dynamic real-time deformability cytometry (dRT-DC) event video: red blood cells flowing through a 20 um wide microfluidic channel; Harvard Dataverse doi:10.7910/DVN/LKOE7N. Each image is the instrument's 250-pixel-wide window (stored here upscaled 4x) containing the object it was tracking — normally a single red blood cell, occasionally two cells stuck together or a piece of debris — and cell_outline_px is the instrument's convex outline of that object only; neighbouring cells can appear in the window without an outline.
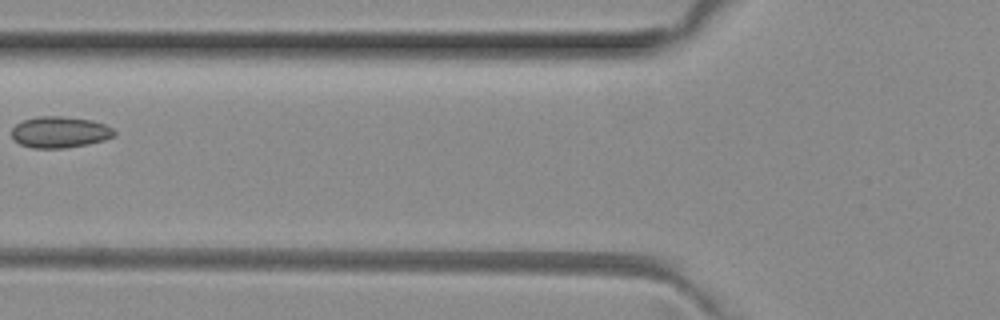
{"species": "common noctule bat (a hibernating species)", "species_latin": "Nyctalus noctula", "temperature_condition": "room temperature", "stored_images_in_passage": 4, "camera_frame_rate_fps": 3000, "um_per_image_px": 0.085, "animal": {"sex": "female", "body_mass_g": 29.2, "forearm_length_mm": 56.3}, "frame": {"image": 1, "passage_image": 3, "time_ms": 0.667, "image_size_px": [1000, 320], "cell_outline_px": [[116, 136], [104, 140], [88, 144], [64, 148], [32, 148], [20, 144], [12, 136], [12, 128], [16, 124], [24, 120], [36, 116], [64, 116], [92, 120], [104, 124], [112, 128], [116, 132]], "centroid_in_image_um": [5.1, 11.23], "position_along_channel_um": 120.7, "area_um2": 18.79}}
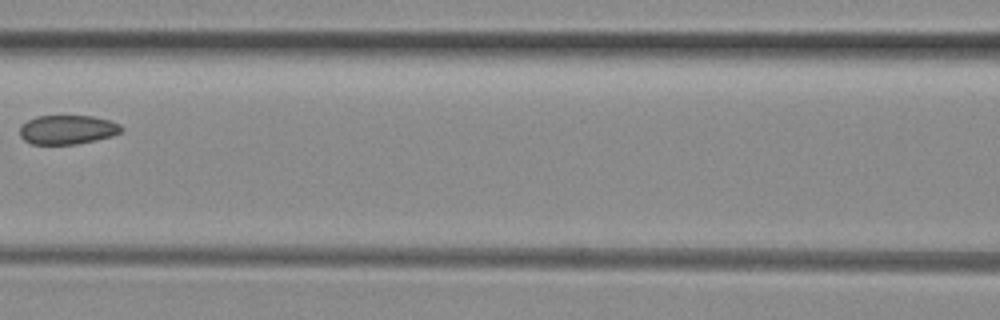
{"frame": {"image": 2, "passage_image": 4, "time_ms": 1.0, "image_size_px": [1000, 320], "cell_outline_px": [[124, 128], [120, 132], [112, 136], [96, 140], [76, 144], [32, 144], [24, 140], [20, 136], [20, 128], [28, 120], [36, 116], [92, 116], [112, 120], [120, 124]], "centroid_in_image_um": [5.77, 11.02], "position_along_channel_um": 160.8, "area_um2": 17.28}}